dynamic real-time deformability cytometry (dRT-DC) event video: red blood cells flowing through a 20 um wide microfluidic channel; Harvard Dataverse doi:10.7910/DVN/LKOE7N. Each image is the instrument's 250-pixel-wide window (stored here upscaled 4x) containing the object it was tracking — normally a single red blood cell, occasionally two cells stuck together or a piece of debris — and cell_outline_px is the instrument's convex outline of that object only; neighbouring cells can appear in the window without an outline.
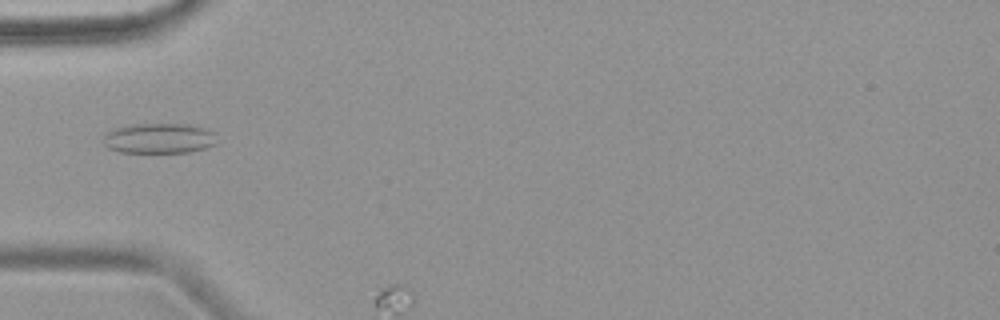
{"species": "common noctule bat (a hibernating species)", "species_latin": "Nyctalus noctula", "temperature_condition": "warm", "stored_images_in_passage": 2, "camera_frame_rate_fps": 3000, "um_per_image_px": 0.085, "animal": {"sex": "female", "body_mass_g": 18.4}, "frame": {"image": 1, "passage_image": 1, "time_ms": 0.0, "image_size_px": [1000, 320], "cell_outline_px": [[216, 144], [204, 148], [188, 152], [120, 152], [108, 148], [104, 144], [104, 136], [112, 128], [132, 124], [188, 124], [204, 128], [212, 132]], "centroid_in_image_um": [13.48, 11.75], "position_along_channel_um": 71.5, "area_um2": 19.83}}